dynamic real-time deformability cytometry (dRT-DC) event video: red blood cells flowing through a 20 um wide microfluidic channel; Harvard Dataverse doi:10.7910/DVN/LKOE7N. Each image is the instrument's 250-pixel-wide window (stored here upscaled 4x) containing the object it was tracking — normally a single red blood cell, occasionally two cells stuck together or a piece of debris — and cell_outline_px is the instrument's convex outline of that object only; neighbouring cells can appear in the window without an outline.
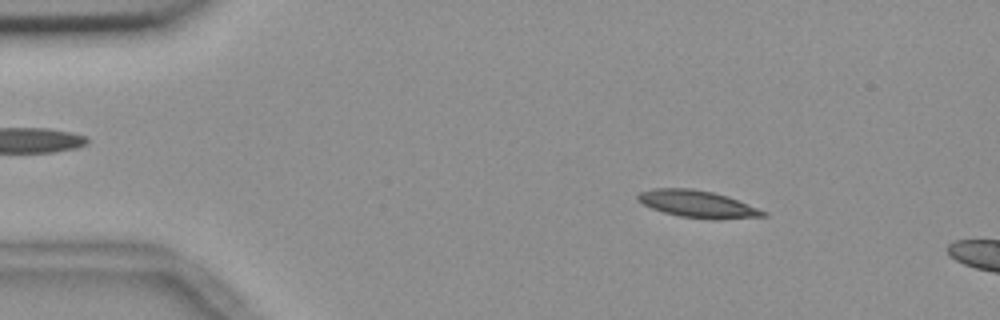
{"species": "common noctule bat (a hibernating species)", "species_latin": "Nyctalus noctula", "temperature_condition": "room temperature", "stored_images_in_passage": 48, "camera_frame_rate_fps": 3000, "um_per_image_px": 0.085, "animal": {"sex": "female", "body_mass_g": 18.4}, "frame": {"image": 1, "passage_image": 1, "time_ms": 0.0, "image_size_px": [1000, 320], "cell_outline_px": [[768, 216], [720, 220], [712, 220], [680, 216], [664, 212], [652, 208], [636, 200], [636, 196], [640, 192], [652, 188], [692, 188], [712, 192], [728, 196], [768, 212]], "centroid_in_image_um": [59.32, 17.35], "position_along_channel_um": 25.7, "area_um2": 20.0}}
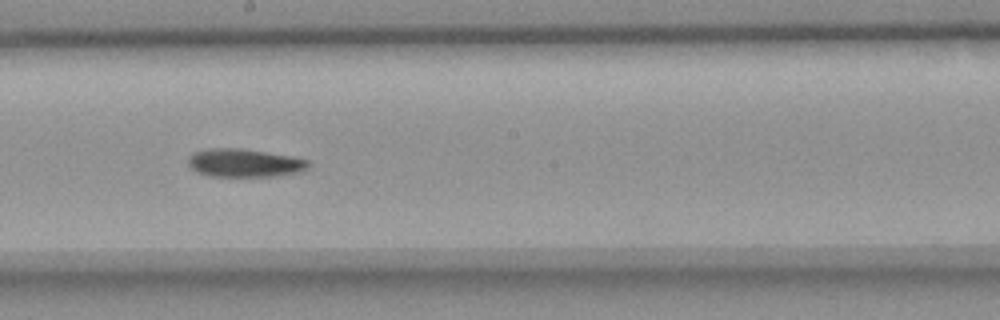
{"frame": {"image": 2, "passage_image": 23, "time_ms": 7.333, "image_size_px": [1000, 320], "cell_outline_px": [[308, 168], [296, 172], [276, 176], [208, 176], [196, 172], [188, 164], [188, 156], [192, 152], [208, 148], [240, 148], [288, 156], [308, 160]], "centroid_in_image_um": [20.69, 13.85], "position_along_channel_um": 227.5, "area_um2": 19.59}}
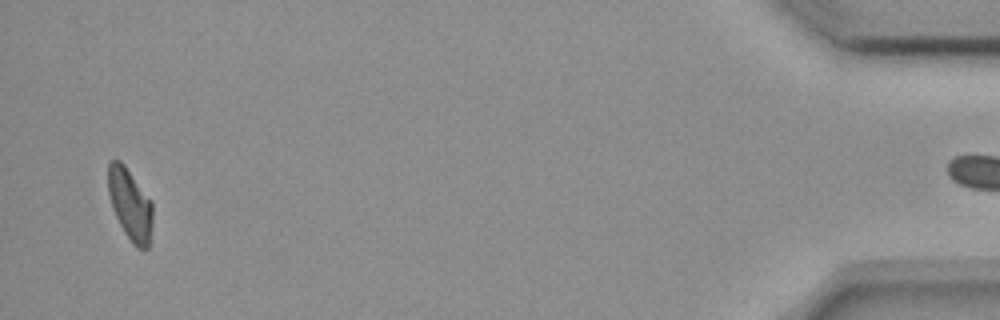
{"frame": {"image": 3, "passage_image": 46, "time_ms": 15.0, "image_size_px": [1000, 320], "cell_outline_px": [[152, 224], [148, 248], [144, 252], [136, 248], [132, 244], [124, 232], [112, 208], [108, 196], [108, 164], [112, 160], [120, 160], [124, 164], [152, 200]], "centroid_in_image_um": [11.07, 17.4], "position_along_channel_um": 424.1, "area_um2": 18.84}, "authors_computed_cell_mechanics": {"area_um2": 19.4786, "velocity_mm_per_s": 3.666, "shape_relaxation_time_tau1_ms": 9.6496, "shape_relaxation_time_tau2_ms": null, "deformation_change_tau1": 0.1855, "deformation_change_tau2": null}}